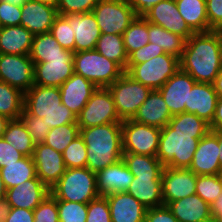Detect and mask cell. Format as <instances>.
<instances>
[{
  "mask_svg": "<svg viewBox=\"0 0 222 222\" xmlns=\"http://www.w3.org/2000/svg\"><path fill=\"white\" fill-rule=\"evenodd\" d=\"M180 69L197 83L213 84L221 71L220 32L212 30L190 36L180 58Z\"/></svg>",
  "mask_w": 222,
  "mask_h": 222,
  "instance_id": "1",
  "label": "cell"
},
{
  "mask_svg": "<svg viewBox=\"0 0 222 222\" xmlns=\"http://www.w3.org/2000/svg\"><path fill=\"white\" fill-rule=\"evenodd\" d=\"M87 149L86 167L98 171L120 161L123 156L121 123L80 128Z\"/></svg>",
  "mask_w": 222,
  "mask_h": 222,
  "instance_id": "2",
  "label": "cell"
},
{
  "mask_svg": "<svg viewBox=\"0 0 222 222\" xmlns=\"http://www.w3.org/2000/svg\"><path fill=\"white\" fill-rule=\"evenodd\" d=\"M23 108L28 113L42 118L51 129L77 123V116L62 104L59 87L34 84L24 94Z\"/></svg>",
  "mask_w": 222,
  "mask_h": 222,
  "instance_id": "3",
  "label": "cell"
},
{
  "mask_svg": "<svg viewBox=\"0 0 222 222\" xmlns=\"http://www.w3.org/2000/svg\"><path fill=\"white\" fill-rule=\"evenodd\" d=\"M208 132L161 129L156 157L164 167L189 169L199 140Z\"/></svg>",
  "mask_w": 222,
  "mask_h": 222,
  "instance_id": "4",
  "label": "cell"
},
{
  "mask_svg": "<svg viewBox=\"0 0 222 222\" xmlns=\"http://www.w3.org/2000/svg\"><path fill=\"white\" fill-rule=\"evenodd\" d=\"M50 194L56 200L88 204L99 197L96 173L87 167L66 168L59 181L50 188Z\"/></svg>",
  "mask_w": 222,
  "mask_h": 222,
  "instance_id": "5",
  "label": "cell"
},
{
  "mask_svg": "<svg viewBox=\"0 0 222 222\" xmlns=\"http://www.w3.org/2000/svg\"><path fill=\"white\" fill-rule=\"evenodd\" d=\"M73 61L74 72L97 87L107 88L125 72L116 62L107 59L95 49L74 53Z\"/></svg>",
  "mask_w": 222,
  "mask_h": 222,
  "instance_id": "6",
  "label": "cell"
},
{
  "mask_svg": "<svg viewBox=\"0 0 222 222\" xmlns=\"http://www.w3.org/2000/svg\"><path fill=\"white\" fill-rule=\"evenodd\" d=\"M180 69V59L164 53L148 61L126 66L125 73L151 90H159Z\"/></svg>",
  "mask_w": 222,
  "mask_h": 222,
  "instance_id": "7",
  "label": "cell"
},
{
  "mask_svg": "<svg viewBox=\"0 0 222 222\" xmlns=\"http://www.w3.org/2000/svg\"><path fill=\"white\" fill-rule=\"evenodd\" d=\"M107 88L112 94L121 121L133 119L151 92L149 87L135 81L125 72Z\"/></svg>",
  "mask_w": 222,
  "mask_h": 222,
  "instance_id": "8",
  "label": "cell"
},
{
  "mask_svg": "<svg viewBox=\"0 0 222 222\" xmlns=\"http://www.w3.org/2000/svg\"><path fill=\"white\" fill-rule=\"evenodd\" d=\"M122 123L108 88L98 87L77 116L79 128Z\"/></svg>",
  "mask_w": 222,
  "mask_h": 222,
  "instance_id": "9",
  "label": "cell"
},
{
  "mask_svg": "<svg viewBox=\"0 0 222 222\" xmlns=\"http://www.w3.org/2000/svg\"><path fill=\"white\" fill-rule=\"evenodd\" d=\"M121 126L123 152L157 155L160 128L141 124L132 119L122 121Z\"/></svg>",
  "mask_w": 222,
  "mask_h": 222,
  "instance_id": "10",
  "label": "cell"
},
{
  "mask_svg": "<svg viewBox=\"0 0 222 222\" xmlns=\"http://www.w3.org/2000/svg\"><path fill=\"white\" fill-rule=\"evenodd\" d=\"M100 32L122 35L137 17L128 1H99L92 10Z\"/></svg>",
  "mask_w": 222,
  "mask_h": 222,
  "instance_id": "11",
  "label": "cell"
},
{
  "mask_svg": "<svg viewBox=\"0 0 222 222\" xmlns=\"http://www.w3.org/2000/svg\"><path fill=\"white\" fill-rule=\"evenodd\" d=\"M0 81L25 94L34 85V63L29 55L0 53Z\"/></svg>",
  "mask_w": 222,
  "mask_h": 222,
  "instance_id": "12",
  "label": "cell"
},
{
  "mask_svg": "<svg viewBox=\"0 0 222 222\" xmlns=\"http://www.w3.org/2000/svg\"><path fill=\"white\" fill-rule=\"evenodd\" d=\"M73 54L66 50L64 57L46 58V62L34 64V84L60 87L74 73Z\"/></svg>",
  "mask_w": 222,
  "mask_h": 222,
  "instance_id": "13",
  "label": "cell"
},
{
  "mask_svg": "<svg viewBox=\"0 0 222 222\" xmlns=\"http://www.w3.org/2000/svg\"><path fill=\"white\" fill-rule=\"evenodd\" d=\"M161 180L164 205L196 194L197 175L189 169L164 167Z\"/></svg>",
  "mask_w": 222,
  "mask_h": 222,
  "instance_id": "14",
  "label": "cell"
},
{
  "mask_svg": "<svg viewBox=\"0 0 222 222\" xmlns=\"http://www.w3.org/2000/svg\"><path fill=\"white\" fill-rule=\"evenodd\" d=\"M37 177L50 189L66 171L61 152L45 143L36 144L33 155Z\"/></svg>",
  "mask_w": 222,
  "mask_h": 222,
  "instance_id": "15",
  "label": "cell"
},
{
  "mask_svg": "<svg viewBox=\"0 0 222 222\" xmlns=\"http://www.w3.org/2000/svg\"><path fill=\"white\" fill-rule=\"evenodd\" d=\"M143 17L150 23L181 35L186 40L194 34L179 13L175 0L160 1L150 8Z\"/></svg>",
  "mask_w": 222,
  "mask_h": 222,
  "instance_id": "16",
  "label": "cell"
},
{
  "mask_svg": "<svg viewBox=\"0 0 222 222\" xmlns=\"http://www.w3.org/2000/svg\"><path fill=\"white\" fill-rule=\"evenodd\" d=\"M195 83L196 81L190 74L179 69L158 90L172 116L185 112V105H188L189 91Z\"/></svg>",
  "mask_w": 222,
  "mask_h": 222,
  "instance_id": "17",
  "label": "cell"
},
{
  "mask_svg": "<svg viewBox=\"0 0 222 222\" xmlns=\"http://www.w3.org/2000/svg\"><path fill=\"white\" fill-rule=\"evenodd\" d=\"M219 136L210 130L197 145L189 170L196 175H217L220 171Z\"/></svg>",
  "mask_w": 222,
  "mask_h": 222,
  "instance_id": "18",
  "label": "cell"
},
{
  "mask_svg": "<svg viewBox=\"0 0 222 222\" xmlns=\"http://www.w3.org/2000/svg\"><path fill=\"white\" fill-rule=\"evenodd\" d=\"M49 194L50 189L35 177L7 189L5 197L11 208L34 210Z\"/></svg>",
  "mask_w": 222,
  "mask_h": 222,
  "instance_id": "19",
  "label": "cell"
},
{
  "mask_svg": "<svg viewBox=\"0 0 222 222\" xmlns=\"http://www.w3.org/2000/svg\"><path fill=\"white\" fill-rule=\"evenodd\" d=\"M97 88L91 81L74 72L59 87L62 104L78 116Z\"/></svg>",
  "mask_w": 222,
  "mask_h": 222,
  "instance_id": "20",
  "label": "cell"
},
{
  "mask_svg": "<svg viewBox=\"0 0 222 222\" xmlns=\"http://www.w3.org/2000/svg\"><path fill=\"white\" fill-rule=\"evenodd\" d=\"M63 17L73 28L75 35V53L94 50L101 36L100 28L93 12L82 14H67Z\"/></svg>",
  "mask_w": 222,
  "mask_h": 222,
  "instance_id": "21",
  "label": "cell"
},
{
  "mask_svg": "<svg viewBox=\"0 0 222 222\" xmlns=\"http://www.w3.org/2000/svg\"><path fill=\"white\" fill-rule=\"evenodd\" d=\"M57 16V8L29 0L21 7L20 25L28 29L33 35L42 34L50 32Z\"/></svg>",
  "mask_w": 222,
  "mask_h": 222,
  "instance_id": "22",
  "label": "cell"
},
{
  "mask_svg": "<svg viewBox=\"0 0 222 222\" xmlns=\"http://www.w3.org/2000/svg\"><path fill=\"white\" fill-rule=\"evenodd\" d=\"M112 222H145L147 208L128 192L105 195Z\"/></svg>",
  "mask_w": 222,
  "mask_h": 222,
  "instance_id": "23",
  "label": "cell"
},
{
  "mask_svg": "<svg viewBox=\"0 0 222 222\" xmlns=\"http://www.w3.org/2000/svg\"><path fill=\"white\" fill-rule=\"evenodd\" d=\"M217 100L218 95L213 84L196 82L189 91L188 105H185V112L195 114L211 124Z\"/></svg>",
  "mask_w": 222,
  "mask_h": 222,
  "instance_id": "24",
  "label": "cell"
},
{
  "mask_svg": "<svg viewBox=\"0 0 222 222\" xmlns=\"http://www.w3.org/2000/svg\"><path fill=\"white\" fill-rule=\"evenodd\" d=\"M134 175L121 159L96 173L97 191L99 195L125 192L133 181Z\"/></svg>",
  "mask_w": 222,
  "mask_h": 222,
  "instance_id": "25",
  "label": "cell"
},
{
  "mask_svg": "<svg viewBox=\"0 0 222 222\" xmlns=\"http://www.w3.org/2000/svg\"><path fill=\"white\" fill-rule=\"evenodd\" d=\"M167 207L179 222H213L211 206L197 194L169 202Z\"/></svg>",
  "mask_w": 222,
  "mask_h": 222,
  "instance_id": "26",
  "label": "cell"
},
{
  "mask_svg": "<svg viewBox=\"0 0 222 222\" xmlns=\"http://www.w3.org/2000/svg\"><path fill=\"white\" fill-rule=\"evenodd\" d=\"M173 116L158 90H151L132 120L162 129Z\"/></svg>",
  "mask_w": 222,
  "mask_h": 222,
  "instance_id": "27",
  "label": "cell"
},
{
  "mask_svg": "<svg viewBox=\"0 0 222 222\" xmlns=\"http://www.w3.org/2000/svg\"><path fill=\"white\" fill-rule=\"evenodd\" d=\"M147 209L164 205L161 176H137L126 191Z\"/></svg>",
  "mask_w": 222,
  "mask_h": 222,
  "instance_id": "28",
  "label": "cell"
},
{
  "mask_svg": "<svg viewBox=\"0 0 222 222\" xmlns=\"http://www.w3.org/2000/svg\"><path fill=\"white\" fill-rule=\"evenodd\" d=\"M34 35L24 26L0 27V53L29 55Z\"/></svg>",
  "mask_w": 222,
  "mask_h": 222,
  "instance_id": "29",
  "label": "cell"
},
{
  "mask_svg": "<svg viewBox=\"0 0 222 222\" xmlns=\"http://www.w3.org/2000/svg\"><path fill=\"white\" fill-rule=\"evenodd\" d=\"M178 11L189 28L194 32H209L206 0H175Z\"/></svg>",
  "mask_w": 222,
  "mask_h": 222,
  "instance_id": "30",
  "label": "cell"
},
{
  "mask_svg": "<svg viewBox=\"0 0 222 222\" xmlns=\"http://www.w3.org/2000/svg\"><path fill=\"white\" fill-rule=\"evenodd\" d=\"M148 33L149 42L154 46L163 48L165 53L181 58L186 43L184 37L150 22H148Z\"/></svg>",
  "mask_w": 222,
  "mask_h": 222,
  "instance_id": "31",
  "label": "cell"
},
{
  "mask_svg": "<svg viewBox=\"0 0 222 222\" xmlns=\"http://www.w3.org/2000/svg\"><path fill=\"white\" fill-rule=\"evenodd\" d=\"M0 172L6 189L37 177L32 156H24L15 163L5 164L3 168H0Z\"/></svg>",
  "mask_w": 222,
  "mask_h": 222,
  "instance_id": "32",
  "label": "cell"
},
{
  "mask_svg": "<svg viewBox=\"0 0 222 222\" xmlns=\"http://www.w3.org/2000/svg\"><path fill=\"white\" fill-rule=\"evenodd\" d=\"M64 49L50 32L36 34L29 57L34 64L46 62V58L64 57Z\"/></svg>",
  "mask_w": 222,
  "mask_h": 222,
  "instance_id": "33",
  "label": "cell"
},
{
  "mask_svg": "<svg viewBox=\"0 0 222 222\" xmlns=\"http://www.w3.org/2000/svg\"><path fill=\"white\" fill-rule=\"evenodd\" d=\"M122 160L134 177L162 176L164 166L156 156L123 152Z\"/></svg>",
  "mask_w": 222,
  "mask_h": 222,
  "instance_id": "34",
  "label": "cell"
},
{
  "mask_svg": "<svg viewBox=\"0 0 222 222\" xmlns=\"http://www.w3.org/2000/svg\"><path fill=\"white\" fill-rule=\"evenodd\" d=\"M95 50L109 60L116 62L124 71L128 61L122 35L101 33Z\"/></svg>",
  "mask_w": 222,
  "mask_h": 222,
  "instance_id": "35",
  "label": "cell"
},
{
  "mask_svg": "<svg viewBox=\"0 0 222 222\" xmlns=\"http://www.w3.org/2000/svg\"><path fill=\"white\" fill-rule=\"evenodd\" d=\"M3 138L24 156L33 155L35 144L20 119H11L8 122Z\"/></svg>",
  "mask_w": 222,
  "mask_h": 222,
  "instance_id": "36",
  "label": "cell"
},
{
  "mask_svg": "<svg viewBox=\"0 0 222 222\" xmlns=\"http://www.w3.org/2000/svg\"><path fill=\"white\" fill-rule=\"evenodd\" d=\"M24 105V93L0 81V114L11 119H19Z\"/></svg>",
  "mask_w": 222,
  "mask_h": 222,
  "instance_id": "37",
  "label": "cell"
},
{
  "mask_svg": "<svg viewBox=\"0 0 222 222\" xmlns=\"http://www.w3.org/2000/svg\"><path fill=\"white\" fill-rule=\"evenodd\" d=\"M127 55L149 43L148 21L137 16L122 34Z\"/></svg>",
  "mask_w": 222,
  "mask_h": 222,
  "instance_id": "38",
  "label": "cell"
},
{
  "mask_svg": "<svg viewBox=\"0 0 222 222\" xmlns=\"http://www.w3.org/2000/svg\"><path fill=\"white\" fill-rule=\"evenodd\" d=\"M78 135L80 128L77 123L65 124L52 128L44 143L62 153Z\"/></svg>",
  "mask_w": 222,
  "mask_h": 222,
  "instance_id": "39",
  "label": "cell"
},
{
  "mask_svg": "<svg viewBox=\"0 0 222 222\" xmlns=\"http://www.w3.org/2000/svg\"><path fill=\"white\" fill-rule=\"evenodd\" d=\"M168 125L177 131L185 132H209L210 124L192 113L183 112L174 115Z\"/></svg>",
  "mask_w": 222,
  "mask_h": 222,
  "instance_id": "40",
  "label": "cell"
},
{
  "mask_svg": "<svg viewBox=\"0 0 222 222\" xmlns=\"http://www.w3.org/2000/svg\"><path fill=\"white\" fill-rule=\"evenodd\" d=\"M196 194L210 206L222 194V185L218 175H197Z\"/></svg>",
  "mask_w": 222,
  "mask_h": 222,
  "instance_id": "41",
  "label": "cell"
},
{
  "mask_svg": "<svg viewBox=\"0 0 222 222\" xmlns=\"http://www.w3.org/2000/svg\"><path fill=\"white\" fill-rule=\"evenodd\" d=\"M66 168H85L87 149L83 138L78 135L62 152Z\"/></svg>",
  "mask_w": 222,
  "mask_h": 222,
  "instance_id": "42",
  "label": "cell"
},
{
  "mask_svg": "<svg viewBox=\"0 0 222 222\" xmlns=\"http://www.w3.org/2000/svg\"><path fill=\"white\" fill-rule=\"evenodd\" d=\"M69 22L61 15H58L50 29L52 36L66 50L75 53V35Z\"/></svg>",
  "mask_w": 222,
  "mask_h": 222,
  "instance_id": "43",
  "label": "cell"
},
{
  "mask_svg": "<svg viewBox=\"0 0 222 222\" xmlns=\"http://www.w3.org/2000/svg\"><path fill=\"white\" fill-rule=\"evenodd\" d=\"M29 132L32 142L36 144L44 143L51 128L40 117L28 113L24 108L19 118Z\"/></svg>",
  "mask_w": 222,
  "mask_h": 222,
  "instance_id": "44",
  "label": "cell"
},
{
  "mask_svg": "<svg viewBox=\"0 0 222 222\" xmlns=\"http://www.w3.org/2000/svg\"><path fill=\"white\" fill-rule=\"evenodd\" d=\"M59 222H86L87 204L57 200Z\"/></svg>",
  "mask_w": 222,
  "mask_h": 222,
  "instance_id": "45",
  "label": "cell"
},
{
  "mask_svg": "<svg viewBox=\"0 0 222 222\" xmlns=\"http://www.w3.org/2000/svg\"><path fill=\"white\" fill-rule=\"evenodd\" d=\"M86 222H112L107 198L100 195L87 204Z\"/></svg>",
  "mask_w": 222,
  "mask_h": 222,
  "instance_id": "46",
  "label": "cell"
},
{
  "mask_svg": "<svg viewBox=\"0 0 222 222\" xmlns=\"http://www.w3.org/2000/svg\"><path fill=\"white\" fill-rule=\"evenodd\" d=\"M34 222H59L57 200L49 194L34 210Z\"/></svg>",
  "mask_w": 222,
  "mask_h": 222,
  "instance_id": "47",
  "label": "cell"
},
{
  "mask_svg": "<svg viewBox=\"0 0 222 222\" xmlns=\"http://www.w3.org/2000/svg\"><path fill=\"white\" fill-rule=\"evenodd\" d=\"M100 0H59L58 15L82 14L92 12Z\"/></svg>",
  "mask_w": 222,
  "mask_h": 222,
  "instance_id": "48",
  "label": "cell"
},
{
  "mask_svg": "<svg viewBox=\"0 0 222 222\" xmlns=\"http://www.w3.org/2000/svg\"><path fill=\"white\" fill-rule=\"evenodd\" d=\"M163 48H158L154 46L153 43L149 42L145 46L131 52L128 55V61L126 66H134L136 64H141L149 59L164 54Z\"/></svg>",
  "mask_w": 222,
  "mask_h": 222,
  "instance_id": "49",
  "label": "cell"
},
{
  "mask_svg": "<svg viewBox=\"0 0 222 222\" xmlns=\"http://www.w3.org/2000/svg\"><path fill=\"white\" fill-rule=\"evenodd\" d=\"M21 7L0 0V27L19 26Z\"/></svg>",
  "mask_w": 222,
  "mask_h": 222,
  "instance_id": "50",
  "label": "cell"
},
{
  "mask_svg": "<svg viewBox=\"0 0 222 222\" xmlns=\"http://www.w3.org/2000/svg\"><path fill=\"white\" fill-rule=\"evenodd\" d=\"M209 27L219 30L222 27V0H206Z\"/></svg>",
  "mask_w": 222,
  "mask_h": 222,
  "instance_id": "51",
  "label": "cell"
},
{
  "mask_svg": "<svg viewBox=\"0 0 222 222\" xmlns=\"http://www.w3.org/2000/svg\"><path fill=\"white\" fill-rule=\"evenodd\" d=\"M145 222H179L167 205L147 209Z\"/></svg>",
  "mask_w": 222,
  "mask_h": 222,
  "instance_id": "52",
  "label": "cell"
},
{
  "mask_svg": "<svg viewBox=\"0 0 222 222\" xmlns=\"http://www.w3.org/2000/svg\"><path fill=\"white\" fill-rule=\"evenodd\" d=\"M23 157L24 155L10 145L8 141L0 138V168H3L5 164L15 163Z\"/></svg>",
  "mask_w": 222,
  "mask_h": 222,
  "instance_id": "53",
  "label": "cell"
},
{
  "mask_svg": "<svg viewBox=\"0 0 222 222\" xmlns=\"http://www.w3.org/2000/svg\"><path fill=\"white\" fill-rule=\"evenodd\" d=\"M5 222H34L33 210L24 208H11Z\"/></svg>",
  "mask_w": 222,
  "mask_h": 222,
  "instance_id": "54",
  "label": "cell"
},
{
  "mask_svg": "<svg viewBox=\"0 0 222 222\" xmlns=\"http://www.w3.org/2000/svg\"><path fill=\"white\" fill-rule=\"evenodd\" d=\"M137 16H143L150 8L163 0H127Z\"/></svg>",
  "mask_w": 222,
  "mask_h": 222,
  "instance_id": "55",
  "label": "cell"
},
{
  "mask_svg": "<svg viewBox=\"0 0 222 222\" xmlns=\"http://www.w3.org/2000/svg\"><path fill=\"white\" fill-rule=\"evenodd\" d=\"M210 129L222 130V97H218L214 117L210 124Z\"/></svg>",
  "mask_w": 222,
  "mask_h": 222,
  "instance_id": "56",
  "label": "cell"
},
{
  "mask_svg": "<svg viewBox=\"0 0 222 222\" xmlns=\"http://www.w3.org/2000/svg\"><path fill=\"white\" fill-rule=\"evenodd\" d=\"M213 222H222V194L211 204Z\"/></svg>",
  "mask_w": 222,
  "mask_h": 222,
  "instance_id": "57",
  "label": "cell"
},
{
  "mask_svg": "<svg viewBox=\"0 0 222 222\" xmlns=\"http://www.w3.org/2000/svg\"><path fill=\"white\" fill-rule=\"evenodd\" d=\"M11 211V205L6 197L0 198V222H5Z\"/></svg>",
  "mask_w": 222,
  "mask_h": 222,
  "instance_id": "58",
  "label": "cell"
},
{
  "mask_svg": "<svg viewBox=\"0 0 222 222\" xmlns=\"http://www.w3.org/2000/svg\"><path fill=\"white\" fill-rule=\"evenodd\" d=\"M214 89L218 95V97H222V70L216 76L213 82Z\"/></svg>",
  "mask_w": 222,
  "mask_h": 222,
  "instance_id": "59",
  "label": "cell"
},
{
  "mask_svg": "<svg viewBox=\"0 0 222 222\" xmlns=\"http://www.w3.org/2000/svg\"><path fill=\"white\" fill-rule=\"evenodd\" d=\"M9 121L10 119L8 117L0 114V138H3L4 132Z\"/></svg>",
  "mask_w": 222,
  "mask_h": 222,
  "instance_id": "60",
  "label": "cell"
},
{
  "mask_svg": "<svg viewBox=\"0 0 222 222\" xmlns=\"http://www.w3.org/2000/svg\"><path fill=\"white\" fill-rule=\"evenodd\" d=\"M218 136H219V162H220V167L222 169V130H215L214 131Z\"/></svg>",
  "mask_w": 222,
  "mask_h": 222,
  "instance_id": "61",
  "label": "cell"
},
{
  "mask_svg": "<svg viewBox=\"0 0 222 222\" xmlns=\"http://www.w3.org/2000/svg\"><path fill=\"white\" fill-rule=\"evenodd\" d=\"M1 1L6 2V3H10V4L18 6V7H22L29 0H1Z\"/></svg>",
  "mask_w": 222,
  "mask_h": 222,
  "instance_id": "62",
  "label": "cell"
},
{
  "mask_svg": "<svg viewBox=\"0 0 222 222\" xmlns=\"http://www.w3.org/2000/svg\"><path fill=\"white\" fill-rule=\"evenodd\" d=\"M33 1L47 4V5L53 6L55 8H57L58 3H59V0H33Z\"/></svg>",
  "mask_w": 222,
  "mask_h": 222,
  "instance_id": "63",
  "label": "cell"
},
{
  "mask_svg": "<svg viewBox=\"0 0 222 222\" xmlns=\"http://www.w3.org/2000/svg\"><path fill=\"white\" fill-rule=\"evenodd\" d=\"M6 187H5V184H4V181L1 177V172H0V198H3L6 196Z\"/></svg>",
  "mask_w": 222,
  "mask_h": 222,
  "instance_id": "64",
  "label": "cell"
},
{
  "mask_svg": "<svg viewBox=\"0 0 222 222\" xmlns=\"http://www.w3.org/2000/svg\"><path fill=\"white\" fill-rule=\"evenodd\" d=\"M220 64H221V70H222V37L220 34Z\"/></svg>",
  "mask_w": 222,
  "mask_h": 222,
  "instance_id": "65",
  "label": "cell"
},
{
  "mask_svg": "<svg viewBox=\"0 0 222 222\" xmlns=\"http://www.w3.org/2000/svg\"><path fill=\"white\" fill-rule=\"evenodd\" d=\"M217 175H218V178H219L221 185H222V169H220V171L218 172Z\"/></svg>",
  "mask_w": 222,
  "mask_h": 222,
  "instance_id": "66",
  "label": "cell"
},
{
  "mask_svg": "<svg viewBox=\"0 0 222 222\" xmlns=\"http://www.w3.org/2000/svg\"><path fill=\"white\" fill-rule=\"evenodd\" d=\"M101 1H127V0H101Z\"/></svg>",
  "mask_w": 222,
  "mask_h": 222,
  "instance_id": "67",
  "label": "cell"
},
{
  "mask_svg": "<svg viewBox=\"0 0 222 222\" xmlns=\"http://www.w3.org/2000/svg\"><path fill=\"white\" fill-rule=\"evenodd\" d=\"M218 31L220 32L221 37H222V27H220Z\"/></svg>",
  "mask_w": 222,
  "mask_h": 222,
  "instance_id": "68",
  "label": "cell"
}]
</instances>
